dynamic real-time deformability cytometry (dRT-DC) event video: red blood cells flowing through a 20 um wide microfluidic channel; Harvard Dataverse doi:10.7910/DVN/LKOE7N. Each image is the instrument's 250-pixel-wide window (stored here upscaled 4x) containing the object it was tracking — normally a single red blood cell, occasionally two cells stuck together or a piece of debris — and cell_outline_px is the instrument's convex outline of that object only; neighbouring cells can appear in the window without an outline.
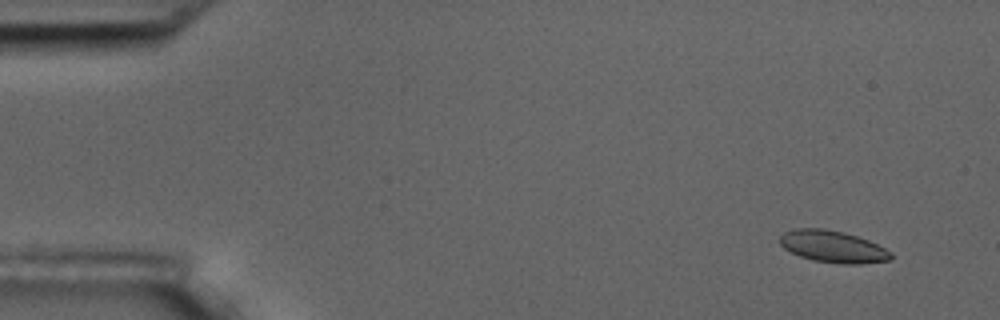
{"species": "common noctule bat (a hibernating species)", "species_latin": "Nyctalus noctula", "temperature_condition": "room temperature", "stored_images_in_passage": 9, "camera_frame_rate_fps": 3000, "um_per_image_px": 0.085, "animal": {"sex": "male", "body_mass_g": 17.5, "forearm_length_mm": 52.3}, "frame": {"image": 1, "passage_image": 2, "time_ms": 1.0, "image_size_px": [1000, 320], "cell_outline_px": [[892, 256], [888, 260], [860, 264], [840, 264], [812, 260], [800, 256], [784, 248], [780, 244], [780, 236], [784, 232], [796, 228], [824, 228], [844, 232], [868, 240], [892, 252]], "centroid_in_image_um": [70.77, 20.96], "position_along_channel_um": 14.2, "area_um2": 20.58}}
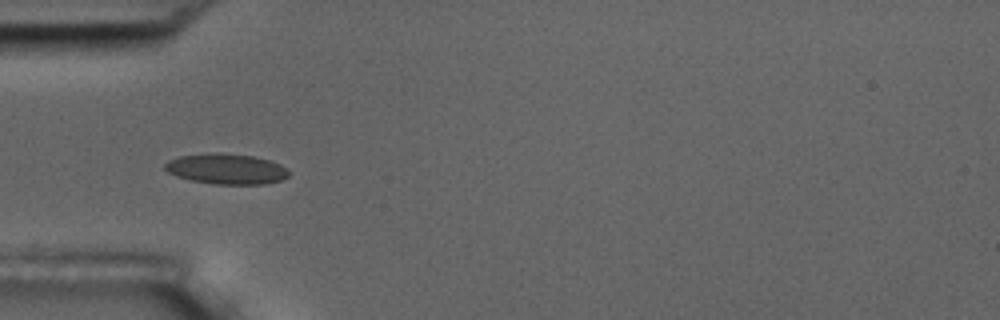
{"frame": {"image": 2, "passage_image": 6, "time_ms": 5.667, "image_size_px": [1000, 320], "cell_outline_px": [[288, 176], [280, 180], [264, 184], [212, 184], [192, 180], [176, 176], [168, 172], [164, 168], [164, 164], [168, 160], [180, 156], [252, 156], [268, 160], [280, 164], [288, 168]], "centroid_in_image_um": [19.27, 14.42], "position_along_channel_um": 65.7, "area_um2": 20.87}}
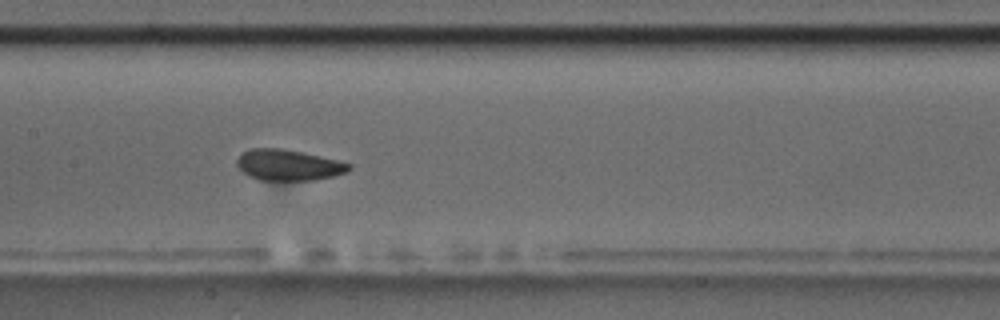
{"frame": {"image": 3, "passage_image": 9, "time_ms": 9.0, "image_size_px": [1000, 320], "cell_outline_px": [[352, 168], [348, 172], [316, 180], [260, 180], [248, 176], [236, 164], [236, 160], [244, 152], [252, 148], [284, 148], [304, 152], [352, 164]], "centroid_in_image_um": [24.54, 14.03], "position_along_channel_um": 182.9, "area_um2": 20.23}}